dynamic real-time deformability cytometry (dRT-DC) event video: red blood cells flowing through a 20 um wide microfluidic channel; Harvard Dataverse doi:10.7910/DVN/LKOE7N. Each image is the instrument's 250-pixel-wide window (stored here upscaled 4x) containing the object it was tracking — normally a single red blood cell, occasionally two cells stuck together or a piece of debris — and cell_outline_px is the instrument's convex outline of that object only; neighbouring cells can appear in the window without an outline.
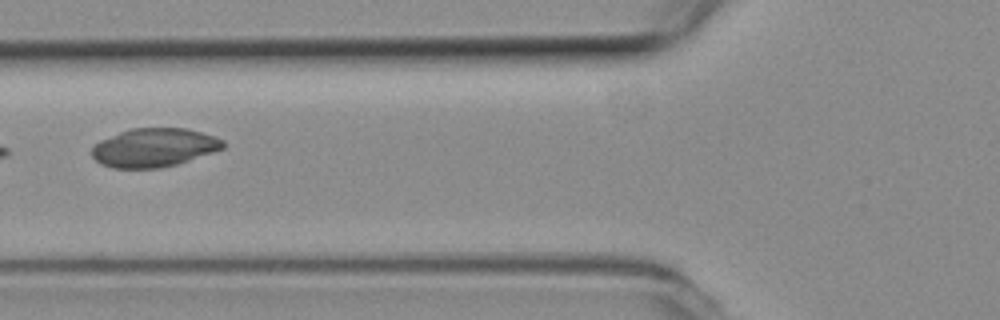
{"species": "common noctule bat (a hibernating species)", "species_latin": "Nyctalus noctula", "temperature_condition": "room temperature", "stored_images_in_passage": 7, "camera_frame_rate_fps": 3000, "um_per_image_px": 0.085, "animal": {"sex": "female", "body_mass_g": 19.3, "forearm_length_mm": 54.1}, "frame": {"image": 1, "passage_image": 4, "time_ms": 1.0, "image_size_px": [1000, 320], "cell_outline_px": [[224, 148], [176, 164], [160, 168], [112, 168], [100, 164], [92, 156], [92, 148], [100, 140], [120, 132], [132, 128], [188, 128], [216, 136], [224, 140]], "centroid_in_image_um": [13.1, 12.54], "position_along_channel_um": 112.7, "area_um2": 29.48}}
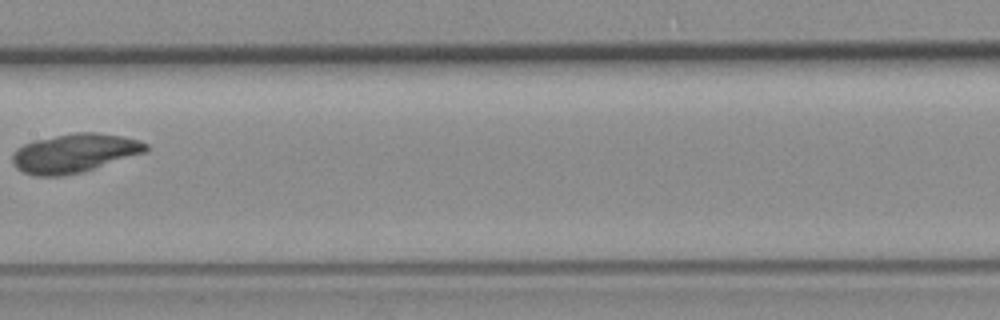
{"frame": {"image": 2, "passage_image": 6, "time_ms": 1.667, "image_size_px": [1000, 320], "cell_outline_px": [[148, 152], [80, 172], [64, 176], [36, 176], [24, 172], [16, 168], [12, 160], [12, 152], [16, 148], [24, 144], [36, 140], [76, 132], [96, 132], [120, 136], [136, 140], [148, 144]], "centroid_in_image_um": [6.31, 13.02], "position_along_channel_um": 201.1, "area_um2": 30.0}}
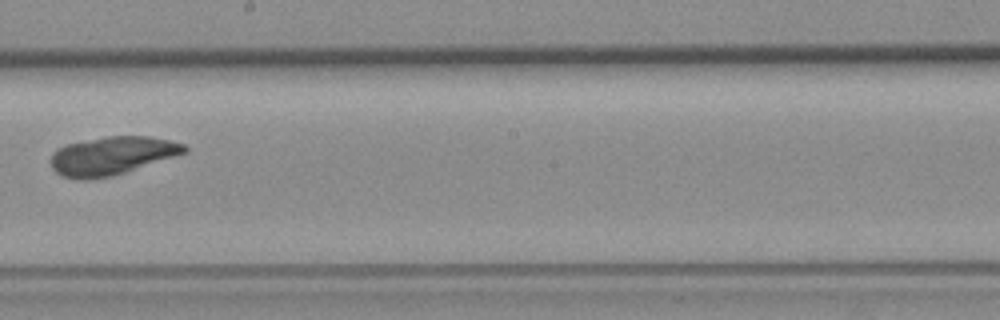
{"frame": {"image": 3, "passage_image": 7, "time_ms": 2.0, "image_size_px": [1000, 320], "cell_outline_px": [[188, 152], [112, 176], [88, 180], [76, 180], [60, 176], [52, 168], [52, 152], [68, 144], [108, 136], [148, 136], [168, 140], [184, 144], [188, 148]], "centroid_in_image_um": [9.51, 13.25], "position_along_channel_um": 238.7, "area_um2": 29.59}}